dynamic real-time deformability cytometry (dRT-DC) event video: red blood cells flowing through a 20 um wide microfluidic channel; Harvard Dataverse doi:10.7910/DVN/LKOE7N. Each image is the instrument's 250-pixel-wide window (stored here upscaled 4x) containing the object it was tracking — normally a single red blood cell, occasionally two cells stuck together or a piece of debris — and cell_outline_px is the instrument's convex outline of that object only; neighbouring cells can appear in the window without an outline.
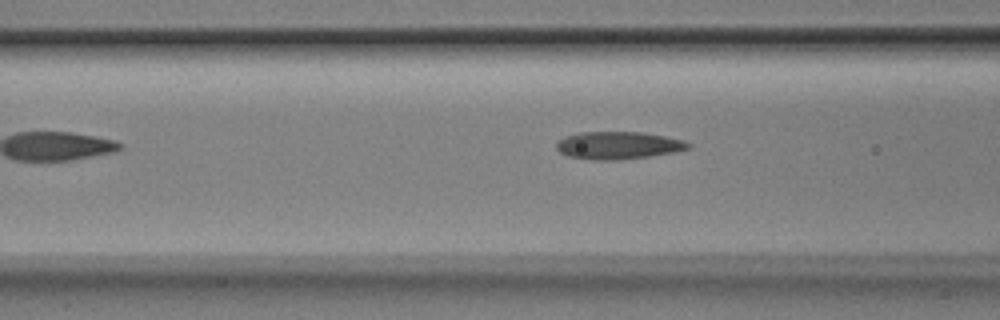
{"species": "Egyptian fruit bat (a non-hibernating species)", "species_latin": "Rousettus aegyptiacus", "temperature_condition": "room temperature", "stored_images_in_passage": 5, "camera_frame_rate_fps": 3000, "um_per_image_px": 0.085, "animal": {"sex": "male"}, "frame": {"image": 1, "passage_image": 4, "time_ms": 1.0, "image_size_px": [1000, 320], "cell_outline_px": [[692, 148], [676, 152], [648, 156], [616, 160], [596, 160], [568, 156], [560, 152], [556, 148], [556, 140], [564, 136], [580, 132], [640, 132], [664, 136], [684, 140], [692, 144]], "centroid_in_image_um": [52.55, 12.35], "position_along_channel_um": 114.1, "area_um2": 21.27}}